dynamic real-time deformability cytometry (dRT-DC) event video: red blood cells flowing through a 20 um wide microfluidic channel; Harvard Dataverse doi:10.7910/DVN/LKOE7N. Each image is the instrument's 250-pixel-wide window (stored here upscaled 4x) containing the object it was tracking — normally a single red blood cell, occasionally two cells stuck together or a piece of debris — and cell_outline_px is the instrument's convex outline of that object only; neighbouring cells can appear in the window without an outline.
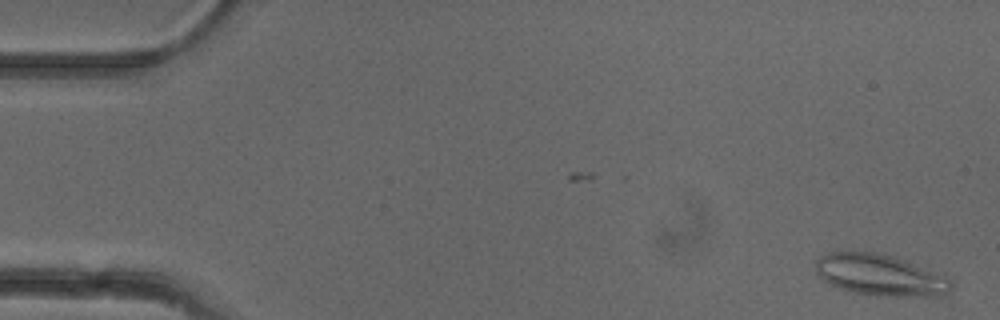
{"species": "common noctule bat (a hibernating species)", "species_latin": "Nyctalus noctula", "temperature_condition": "cold", "stored_images_in_passage": 44, "camera_frame_rate_fps": 3000, "um_per_image_px": 0.085, "animal": {"sex": "female"}, "frame": {"image": 1, "passage_image": 2, "time_ms": 0.333, "image_size_px": [1000, 320], "cell_outline_px": [[948, 292], [940, 296], [876, 296], [848, 292], [824, 280], [816, 272], [816, 260], [820, 256], [828, 252], [876, 252], [892, 256], [904, 260], [948, 280]], "centroid_in_image_um": [74.68, 23.39], "position_along_channel_um": 10.3, "area_um2": 31.79}}
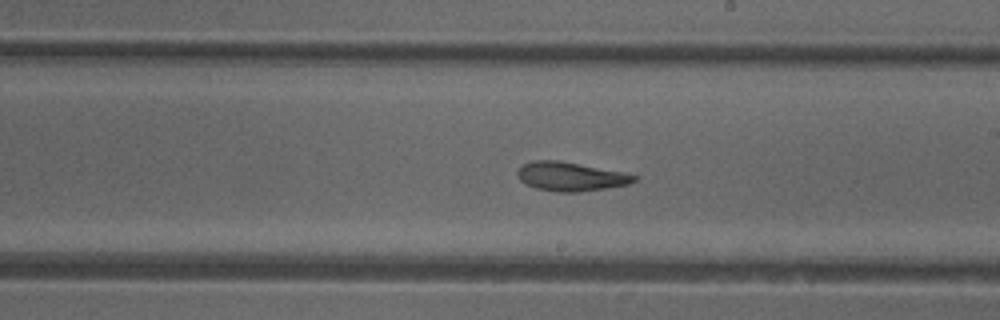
{"frame": {"image": 2, "passage_image": 30, "time_ms": 9.667, "image_size_px": [1000, 320], "cell_outline_px": [[640, 180], [628, 184], [580, 192], [560, 192], [536, 188], [524, 184], [516, 176], [516, 172], [524, 164], [532, 160], [560, 160], [640, 176]], "centroid_in_image_um": [48.49, 15.0], "position_along_channel_um": 240.5, "area_um2": 19.65}}
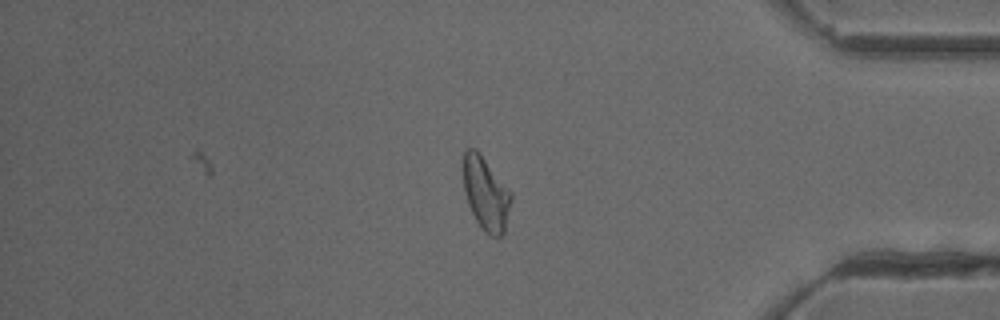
{"frame": {"image": 3, "passage_image": 44, "time_ms": 14.333, "image_size_px": [1000, 320], "cell_outline_px": [[512, 196], [504, 232], [500, 236], [492, 236], [484, 232], [476, 220], [468, 204], [464, 188], [460, 168], [464, 148], [476, 148], [480, 152], [512, 192]], "centroid_in_image_um": [41.25, 16.37], "position_along_channel_um": 394.0, "area_um2": 20.92}, "authors_computed_cell_mechanics": {"area_um2": 19.8543, "velocity_mm_per_s": 3.9088, "shape_relaxation_time_tau1_ms": 9.7856, "shape_relaxation_time_tau2_ms": 4.0149, "deformation_change_tau1": 0.2148, "deformation_change_tau2": 0.1235}}